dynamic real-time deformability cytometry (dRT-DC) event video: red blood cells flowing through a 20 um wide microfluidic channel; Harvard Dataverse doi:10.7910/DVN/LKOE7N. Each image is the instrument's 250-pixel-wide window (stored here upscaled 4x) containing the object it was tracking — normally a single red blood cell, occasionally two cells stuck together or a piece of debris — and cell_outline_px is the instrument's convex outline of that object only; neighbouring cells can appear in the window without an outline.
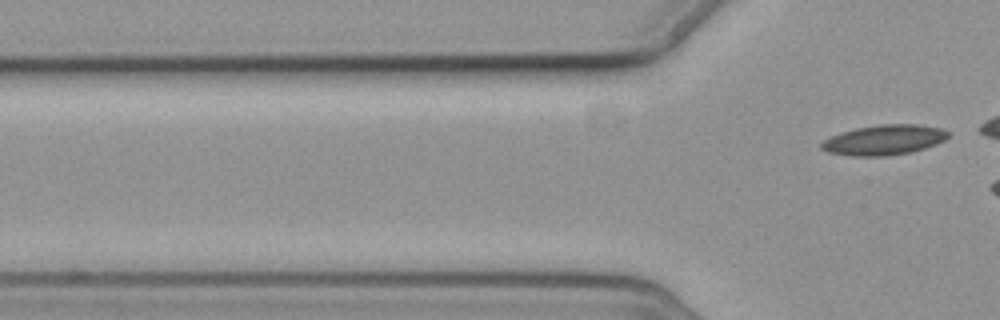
{"species": "common noctule bat (a hibernating species)", "species_latin": "Nyctalus noctula", "temperature_condition": "cold", "stored_images_in_passage": 4, "camera_frame_rate_fps": 3000, "um_per_image_px": 0.085, "animal": {"sex": "female", "body_mass_g": 19.3, "forearm_length_mm": 54.1}, "frame": {"image": 1, "passage_image": 4, "time_ms": 3.667, "image_size_px": [1000, 320], "cell_outline_px": [[948, 136], [944, 140], [936, 144], [912, 152], [888, 156], [848, 156], [828, 152], [820, 148], [820, 144], [824, 140], [840, 132], [856, 128], [880, 124], [916, 124], [940, 128], [948, 132]], "centroid_in_image_um": [75.11, 11.9], "position_along_channel_um": 50.7, "area_um2": 22.25}}